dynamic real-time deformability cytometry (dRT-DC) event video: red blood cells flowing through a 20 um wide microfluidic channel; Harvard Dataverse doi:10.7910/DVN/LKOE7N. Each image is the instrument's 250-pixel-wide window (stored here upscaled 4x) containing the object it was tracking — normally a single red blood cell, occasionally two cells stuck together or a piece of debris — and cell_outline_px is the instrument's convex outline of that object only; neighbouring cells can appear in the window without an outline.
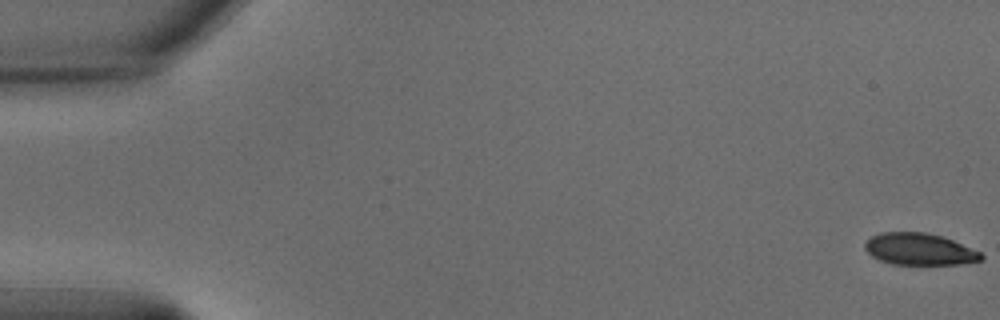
{"species": "common noctule bat (a hibernating species)", "species_latin": "Nyctalus noctula", "temperature_condition": "warm", "stored_images_in_passage": 56, "camera_frame_rate_fps": 3000, "um_per_image_px": 0.085, "animal": {"sex": "male", "body_mass_g": 15.6}, "frame": {"image": 1, "passage_image": 1, "time_ms": 0.0, "image_size_px": [1000, 320], "cell_outline_px": [[984, 260], [960, 264], [892, 264], [880, 260], [872, 256], [864, 248], [864, 244], [872, 236], [880, 232], [924, 232], [940, 236], [952, 240], [980, 252], [984, 256]], "centroid_in_image_um": [78.15, 21.18], "position_along_channel_um": 6.9, "area_um2": 21.39}}
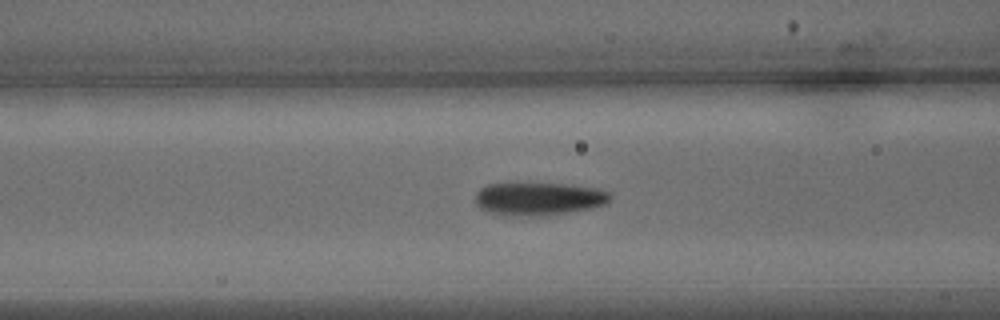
{"frame": {"image": 2, "passage_image": 23, "time_ms": 7.333, "image_size_px": [1000, 320], "cell_outline_px": [[612, 200], [608, 204], [592, 208], [544, 216], [528, 216], [488, 212], [480, 208], [476, 204], [476, 192], [480, 188], [488, 184], [516, 180], [564, 184], [600, 188], [608, 192], [612, 196]], "centroid_in_image_um": [45.8, 16.84], "position_along_channel_um": 120.8, "area_um2": 26.93}}
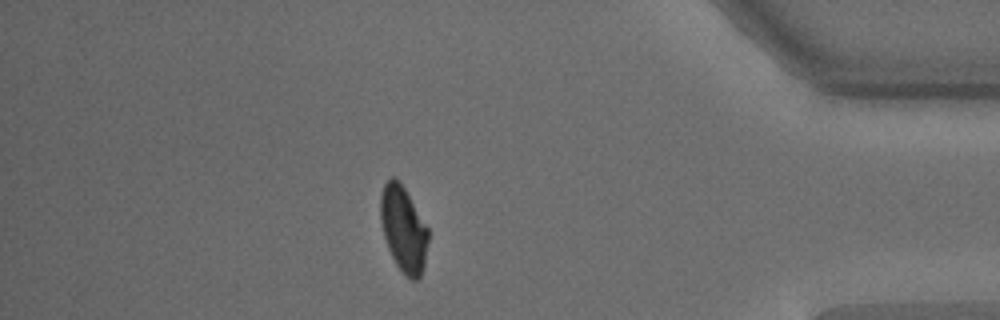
{"frame": {"image": 3, "passage_image": 49, "time_ms": 16.0, "image_size_px": [1000, 320], "cell_outline_px": [[428, 240], [424, 264], [420, 276], [416, 280], [412, 280], [404, 276], [396, 264], [388, 248], [384, 236], [380, 220], [380, 192], [384, 184], [392, 176], [396, 176], [400, 180], [428, 228]], "centroid_in_image_um": [34.27, 19.44], "position_along_channel_um": 400.9, "area_um2": 23.93}, "authors_computed_cell_mechanics": {"area_um2": 24.4783, "velocity_mm_per_s": 3.6578, "shape_relaxation_time_tau1_ms": 3.058, "shape_relaxation_time_tau2_ms": 1.6262, "deformation_change_tau1": 0.1473, "deformation_change_tau2": 0.0483}}